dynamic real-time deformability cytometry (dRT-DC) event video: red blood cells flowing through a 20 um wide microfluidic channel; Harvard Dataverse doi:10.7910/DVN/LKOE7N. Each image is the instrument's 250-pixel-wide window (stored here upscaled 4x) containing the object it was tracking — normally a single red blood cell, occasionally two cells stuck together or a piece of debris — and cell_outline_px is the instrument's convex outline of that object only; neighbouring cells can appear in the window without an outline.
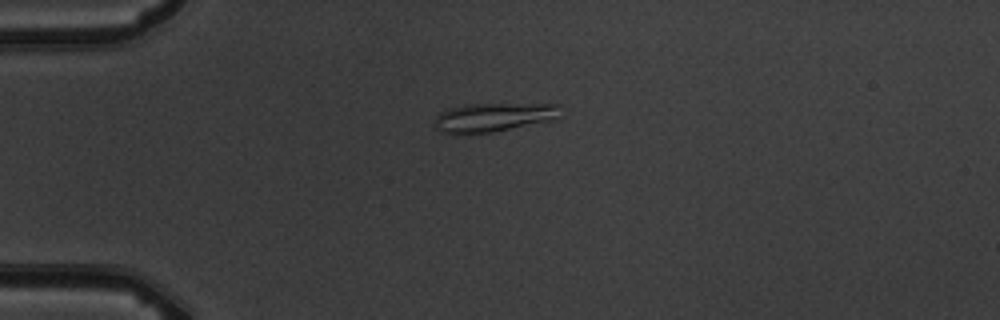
{"species": "common noctule bat (a hibernating species)", "species_latin": "Nyctalus noctula", "temperature_condition": "warm", "stored_images_in_passage": 6, "camera_frame_rate_fps": 3000, "um_per_image_px": 0.085, "animal": {"sex": "male", "body_mass_g": 19.5, "forearm_length_mm": 54.6}, "frame": {"image": 1, "passage_image": 6, "time_ms": 6.667, "image_size_px": [1000, 320], "cell_outline_px": [[560, 120], [492, 132], [444, 132], [436, 128], [432, 124], [432, 120], [440, 112], [448, 108], [464, 104], [560, 104]], "centroid_in_image_um": [42.02, 9.95], "position_along_channel_um": 43.0, "area_um2": 21.39}}